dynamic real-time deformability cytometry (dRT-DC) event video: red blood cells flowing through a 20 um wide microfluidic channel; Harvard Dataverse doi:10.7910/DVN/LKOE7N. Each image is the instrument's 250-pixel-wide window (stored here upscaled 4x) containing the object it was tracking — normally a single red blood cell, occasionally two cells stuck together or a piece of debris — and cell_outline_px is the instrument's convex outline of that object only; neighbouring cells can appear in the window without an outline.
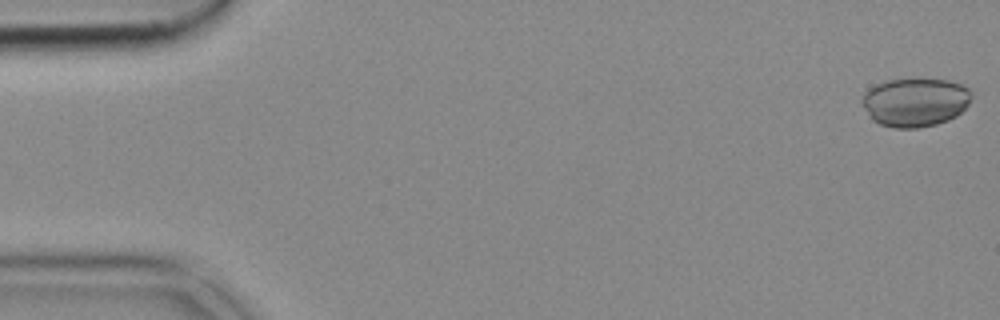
{"species": "common noctule bat (a hibernating species)", "species_latin": "Nyctalus noctula", "temperature_condition": "cold", "stored_images_in_passage": 14, "camera_frame_rate_fps": 3000, "um_per_image_px": 0.085, "animal": {"sex": "female", "body_mass_g": 18.4}, "frame": {"image": 1, "passage_image": 1, "time_ms": 0.0, "image_size_px": [1000, 320], "cell_outline_px": [[972, 96], [968, 104], [956, 116], [948, 120], [936, 124], [916, 128], [892, 128], [880, 124], [872, 120], [864, 108], [860, 100], [864, 92], [868, 88], [884, 80], [948, 80], [964, 84], [972, 92]], "centroid_in_image_um": [77.77, 8.69], "position_along_channel_um": 7.2, "area_um2": 31.15}}
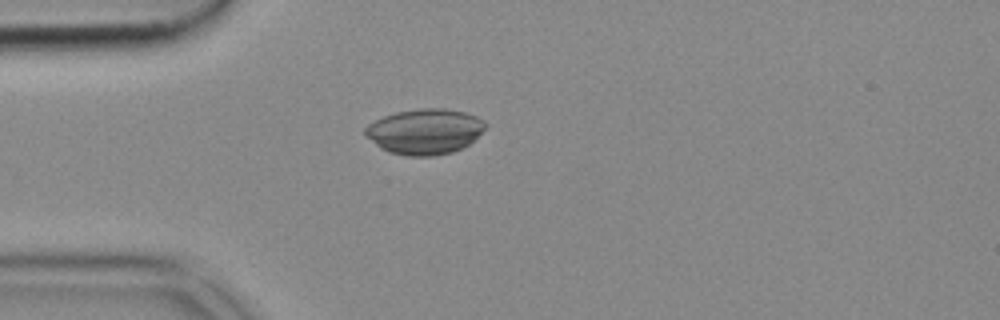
{"frame": {"image": 2, "passage_image": 14, "time_ms": 4.333, "image_size_px": [1000, 320], "cell_outline_px": [[488, 124], [468, 144], [452, 152], [432, 156], [404, 156], [388, 152], [380, 148], [364, 136], [364, 128], [368, 124], [384, 116], [396, 112], [420, 108], [444, 108], [464, 112], [476, 116], [484, 120]], "centroid_in_image_um": [36.06, 11.18], "position_along_channel_um": 48.9, "area_um2": 31.85}}